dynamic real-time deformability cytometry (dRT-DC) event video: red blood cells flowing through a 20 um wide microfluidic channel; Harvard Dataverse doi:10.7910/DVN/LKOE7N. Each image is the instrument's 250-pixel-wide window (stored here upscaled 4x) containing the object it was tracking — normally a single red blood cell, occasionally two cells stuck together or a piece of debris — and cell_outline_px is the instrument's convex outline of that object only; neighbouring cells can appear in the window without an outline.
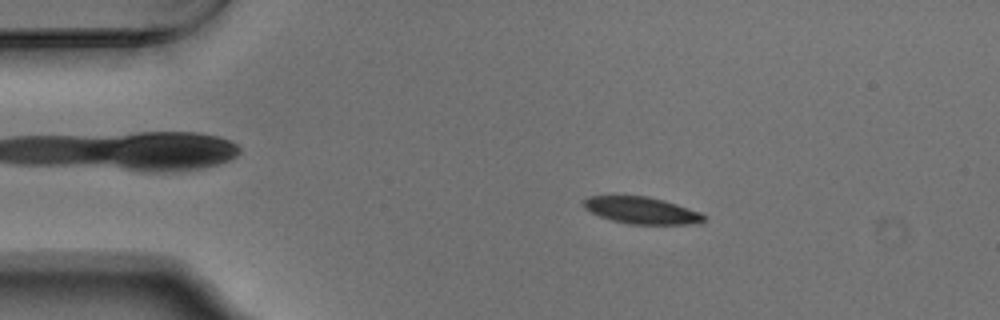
{"species": "Egyptian fruit bat (a non-hibernating species)", "species_latin": "Rousettus aegyptiacus", "temperature_condition": "warm", "stored_images_in_passage": 53, "camera_frame_rate_fps": 3000, "um_per_image_px": 0.085, "animal": {"sex": "male"}, "frame": {"image": 1, "passage_image": 9, "time_ms": 2.667, "image_size_px": [1000, 320], "cell_outline_px": [[708, 220], [700, 224], [628, 224], [612, 220], [600, 216], [584, 208], [584, 200], [588, 196], [648, 196], [664, 200], [700, 212], [708, 216]], "centroid_in_image_um": [54.61, 17.89], "position_along_channel_um": 30.4, "area_um2": 18.9}}
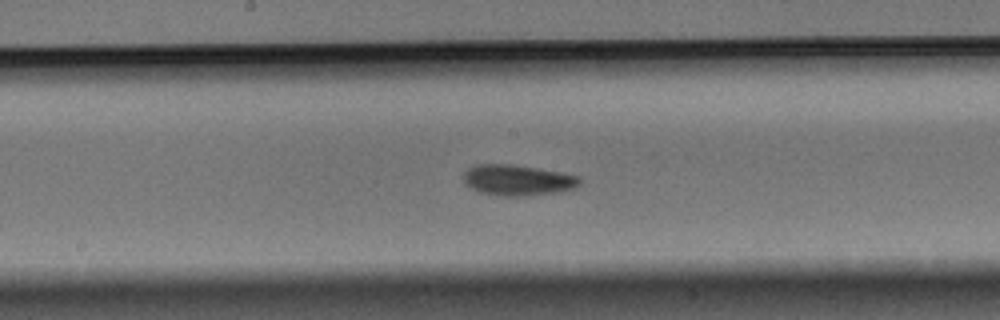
{"frame": {"image": 2, "passage_image": 27, "time_ms": 8.667, "image_size_px": [1000, 320], "cell_outline_px": [[580, 184], [576, 188], [560, 192], [524, 196], [496, 196], [480, 192], [464, 184], [464, 172], [468, 168], [476, 164], [512, 164], [560, 172], [580, 176]], "centroid_in_image_um": [44.0, 15.32], "position_along_channel_um": 204.2, "area_um2": 21.04}}
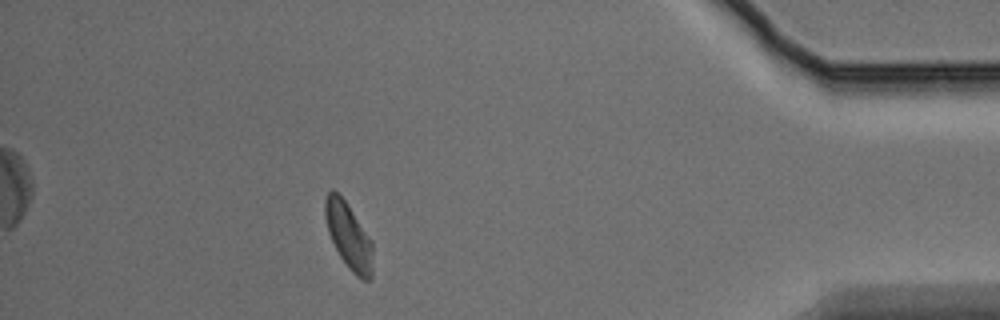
{"frame": {"image": 3, "passage_image": 47, "time_ms": 15.333, "image_size_px": [1000, 320], "cell_outline_px": [[372, 280], [364, 280], [356, 276], [352, 272], [340, 256], [328, 232], [324, 216], [324, 200], [328, 192], [332, 188], [344, 200], [372, 240]], "centroid_in_image_um": [29.63, 20.06], "position_along_channel_um": 405.6, "area_um2": 18.21}, "authors_computed_cell_mechanics": {"area_um2": 19.074, "velocity_mm_per_s": 3.7264, "shape_relaxation_time_tau1_ms": 2.4143, "shape_relaxation_time_tau2_ms": 5.4721, "deformation_change_tau1": 0.1087, "deformation_change_tau2": 0.1133}}